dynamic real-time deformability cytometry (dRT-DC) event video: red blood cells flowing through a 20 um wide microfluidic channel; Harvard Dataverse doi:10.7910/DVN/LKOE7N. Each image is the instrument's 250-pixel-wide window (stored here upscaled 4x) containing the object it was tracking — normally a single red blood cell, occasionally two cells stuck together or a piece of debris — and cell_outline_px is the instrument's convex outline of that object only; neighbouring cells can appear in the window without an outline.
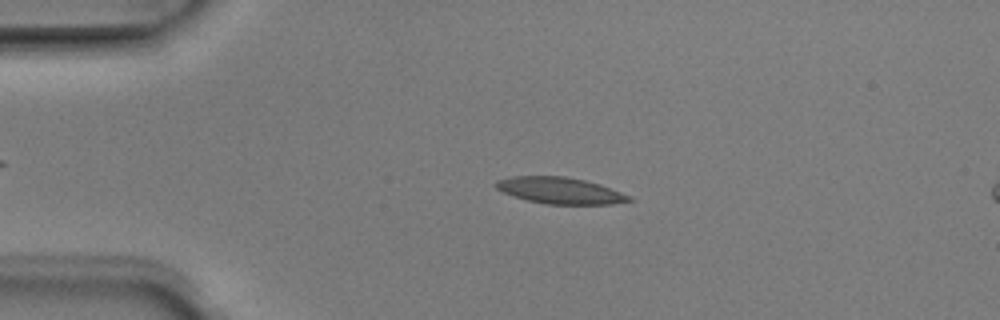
{"species": "Egyptian fruit bat (a non-hibernating species)", "species_latin": "Rousettus aegyptiacus", "temperature_condition": "room temperature", "stored_images_in_passage": 4, "camera_frame_rate_fps": 3000, "um_per_image_px": 0.085, "animal": {"sex": "male"}, "frame": {"image": 1, "passage_image": 2, "time_ms": 0.333, "image_size_px": [1000, 320], "cell_outline_px": [[636, 200], [612, 204], [548, 204], [528, 200], [512, 196], [496, 188], [492, 184], [496, 180], [512, 176], [564, 176], [584, 180], [600, 184], [632, 196]], "centroid_in_image_um": [47.61, 16.19], "position_along_channel_um": 37.4, "area_um2": 20.63}}